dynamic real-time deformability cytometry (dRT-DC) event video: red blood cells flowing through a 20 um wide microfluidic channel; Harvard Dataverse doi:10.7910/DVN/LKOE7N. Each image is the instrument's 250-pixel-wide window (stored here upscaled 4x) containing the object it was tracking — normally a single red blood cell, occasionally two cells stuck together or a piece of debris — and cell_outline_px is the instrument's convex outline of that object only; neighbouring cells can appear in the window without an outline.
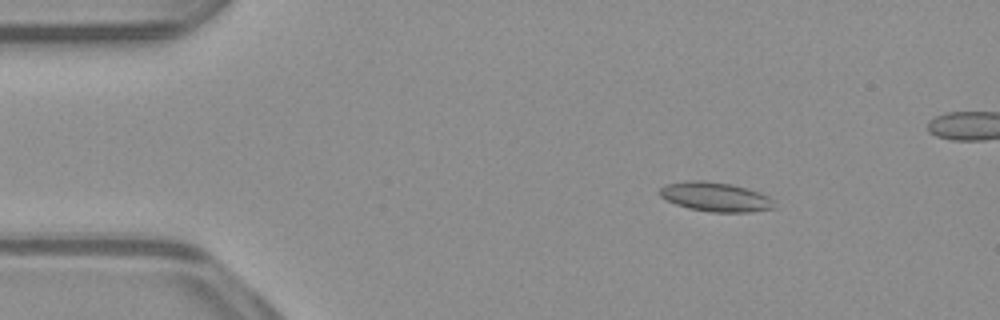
{"species": "common noctule bat (a hibernating species)", "species_latin": "Nyctalus noctula", "temperature_condition": "warm", "stored_images_in_passage": 53, "camera_frame_rate_fps": 3000, "um_per_image_px": 0.085, "animal": {"sex": "male", "body_mass_g": 23.1, "forearm_length_mm": 52.7}, "frame": {"image": 1, "passage_image": 8, "time_ms": 2.333, "image_size_px": [1000, 320], "cell_outline_px": [[776, 208], [752, 212], [712, 212], [688, 208], [676, 204], [660, 196], [660, 188], [668, 184], [688, 180], [704, 180], [732, 184], [748, 188], [760, 192], [768, 196], [772, 200]], "centroid_in_image_um": [60.85, 16.73], "position_along_channel_um": 24.1, "area_um2": 19.59}}
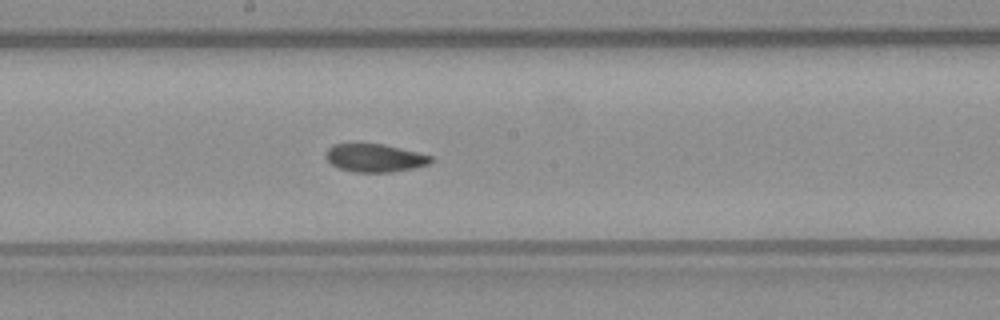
{"frame": {"image": 2, "passage_image": 28, "time_ms": 9.0, "image_size_px": [1000, 320], "cell_outline_px": [[432, 160], [428, 164], [412, 168], [392, 172], [352, 172], [340, 168], [332, 164], [324, 156], [324, 152], [332, 144], [384, 144], [432, 156]], "centroid_in_image_um": [31.81, 13.42], "position_along_channel_um": 216.4, "area_um2": 17.05}}
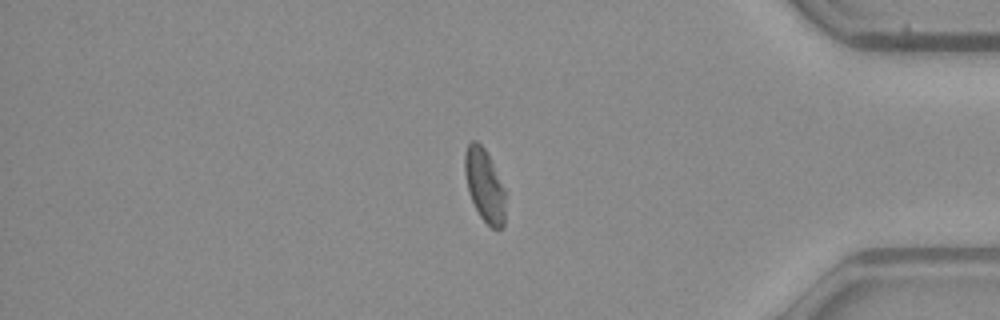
{"frame": {"image": 3, "passage_image": 44, "time_ms": 14.333, "image_size_px": [1000, 320], "cell_outline_px": [[508, 192], [504, 224], [500, 228], [492, 228], [480, 216], [468, 192], [464, 172], [464, 156], [468, 144], [472, 140], [476, 140], [484, 148]], "centroid_in_image_um": [41.23, 15.77], "position_along_channel_um": 394.0, "area_um2": 17.63}, "authors_computed_cell_mechanics": {"area_um2": 18.207, "velocity_mm_per_s": 3.9217, "shape_relaxation_time_tau1_ms": null, "shape_relaxation_time_tau2_ms": 1.805, "deformation_change_tau1": null, "deformation_change_tau2": 0.0707}}